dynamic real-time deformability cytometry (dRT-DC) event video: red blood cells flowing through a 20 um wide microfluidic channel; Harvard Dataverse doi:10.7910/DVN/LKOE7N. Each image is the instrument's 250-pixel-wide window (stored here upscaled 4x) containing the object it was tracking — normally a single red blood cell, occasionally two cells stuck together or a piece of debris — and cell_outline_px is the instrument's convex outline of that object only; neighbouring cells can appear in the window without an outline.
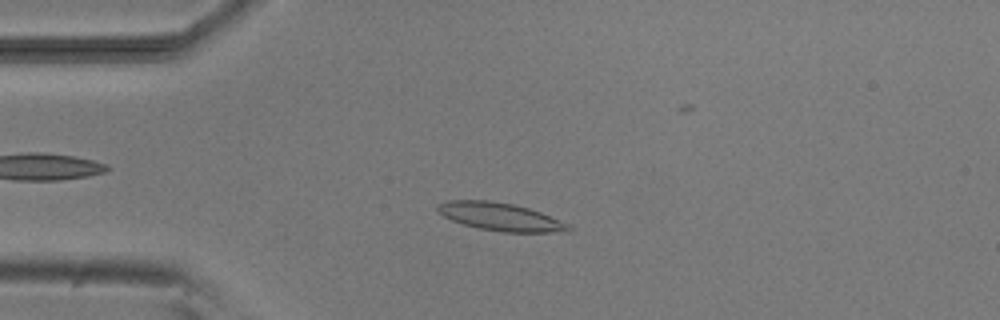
{"species": "common noctule bat (a hibernating species)", "species_latin": "Nyctalus noctula", "temperature_condition": "room temperature", "stored_images_in_passage": 53, "camera_frame_rate_fps": 3000, "um_per_image_px": 0.085, "animal": {"sex": "male", "body_mass_g": 20.5, "forearm_length_mm": 52.5}, "frame": {"image": 1, "passage_image": 12, "time_ms": 3.667, "image_size_px": [1000, 320], "cell_outline_px": [[572, 228], [568, 232], [504, 232], [480, 228], [464, 224], [452, 220], [444, 216], [436, 208], [436, 204], [448, 200], [488, 200], [512, 204], [528, 208], [540, 212], [568, 224]], "centroid_in_image_um": [42.52, 18.42], "position_along_channel_um": 42.5, "area_um2": 21.04}}
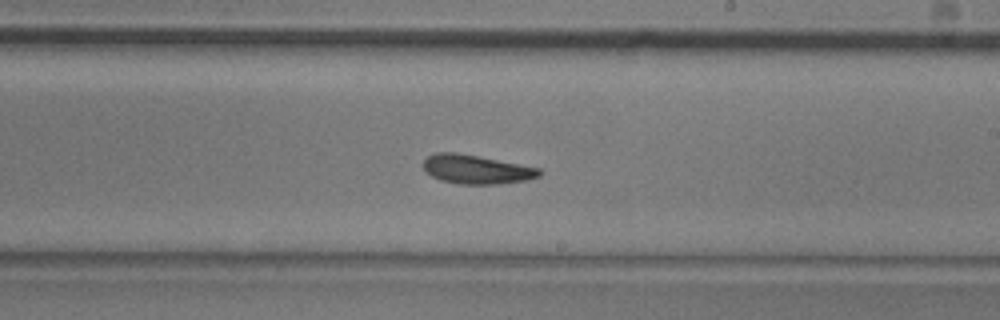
{"frame": {"image": 2, "passage_image": 30, "time_ms": 9.667, "image_size_px": [1000, 320], "cell_outline_px": [[544, 172], [540, 176], [528, 180], [496, 184], [460, 184], [440, 180], [432, 176], [424, 168], [424, 160], [428, 156], [436, 152], [456, 152], [540, 168]], "centroid_in_image_um": [40.52, 14.4], "position_along_channel_um": 248.5, "area_um2": 19.48}}
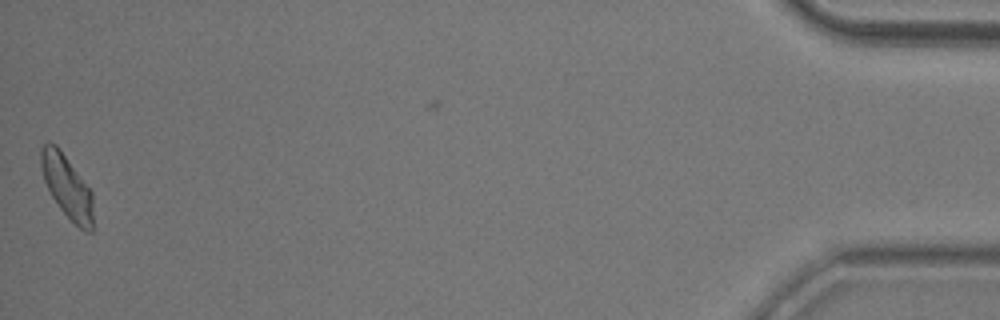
{"frame": {"image": 3, "passage_image": 52, "time_ms": 17.0, "image_size_px": [1000, 320], "cell_outline_px": [[92, 232], [84, 232], [60, 208], [52, 196], [44, 180], [40, 164], [40, 148], [48, 140], [56, 144], [92, 192]], "centroid_in_image_um": [5.67, 15.82], "position_along_channel_um": 429.5, "area_um2": 18.84}, "authors_computed_cell_mechanics": {"area_um2": 19.7098, "velocity_mm_per_s": 3.7728, "shape_relaxation_time_tau1_ms": null, "shape_relaxation_time_tau2_ms": 6.0941, "deformation_change_tau1": null, "deformation_change_tau2": 0.1325}}